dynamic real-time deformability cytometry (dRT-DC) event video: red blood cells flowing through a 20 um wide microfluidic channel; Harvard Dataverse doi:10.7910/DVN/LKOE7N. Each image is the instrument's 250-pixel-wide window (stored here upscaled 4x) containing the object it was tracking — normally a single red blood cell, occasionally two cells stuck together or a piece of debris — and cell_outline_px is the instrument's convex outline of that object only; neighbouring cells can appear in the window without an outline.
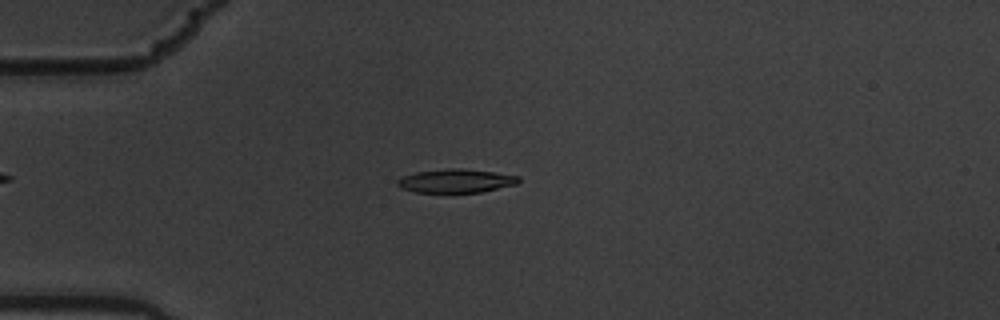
{"species": "common noctule bat (a hibernating species)", "species_latin": "Nyctalus noctula", "temperature_condition": "warm", "stored_images_in_passage": 4, "camera_frame_rate_fps": 3000, "um_per_image_px": 0.085, "animal": {"sex": "male", "body_mass_g": 19.5, "forearm_length_mm": 54.6}, "frame": {"image": 1, "passage_image": 4, "time_ms": 1.0, "image_size_px": [1000, 320], "cell_outline_px": [[520, 180], [516, 184], [480, 192], [416, 192], [400, 188], [396, 184], [396, 180], [404, 176], [416, 172], [448, 168], [460, 168], [492, 172], [520, 176]], "centroid_in_image_um": [38.72, 15.37], "position_along_channel_um": 46.3, "area_um2": 16.53}}